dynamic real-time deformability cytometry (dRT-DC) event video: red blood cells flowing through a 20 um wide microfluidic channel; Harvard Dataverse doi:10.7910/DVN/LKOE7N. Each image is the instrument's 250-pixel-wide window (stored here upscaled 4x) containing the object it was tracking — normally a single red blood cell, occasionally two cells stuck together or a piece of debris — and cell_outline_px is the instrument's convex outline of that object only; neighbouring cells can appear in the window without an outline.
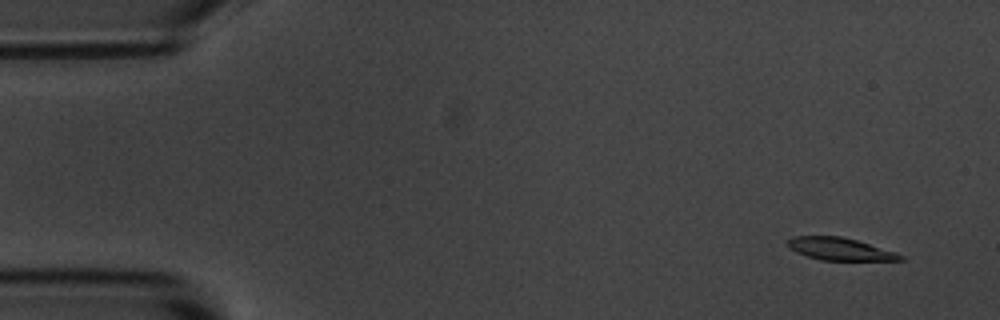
{"species": "common noctule bat (a hibernating species)", "species_latin": "Nyctalus noctula", "temperature_condition": "room temperature", "stored_images_in_passage": 56, "camera_frame_rate_fps": 3000, "um_per_image_px": 0.085, "animal": {"sex": "male", "body_mass_g": 20.1, "forearm_length_mm": 53.5}, "frame": {"image": 1, "passage_image": 4, "time_ms": 1.0, "image_size_px": [1000, 320], "cell_outline_px": [[904, 260], [820, 260], [796, 252], [788, 244], [788, 240], [792, 236], [840, 236], [856, 240], [896, 252], [904, 256]], "centroid_in_image_um": [71.41, 21.16], "position_along_channel_um": 13.6, "area_um2": 14.51}}
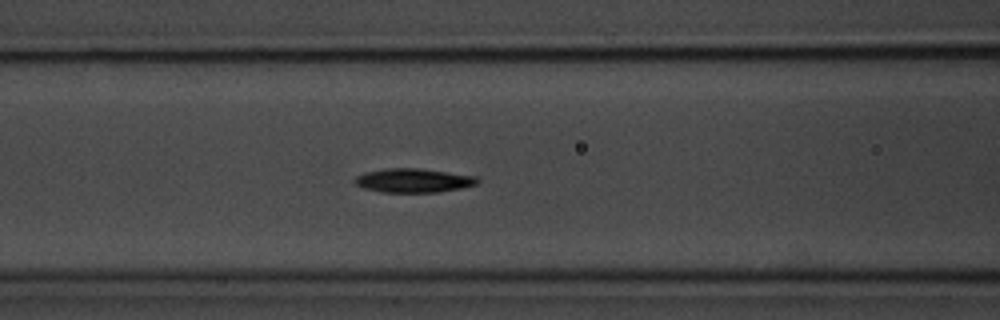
{"frame": {"image": 2, "passage_image": 23, "time_ms": 7.333, "image_size_px": [1000, 320], "cell_outline_px": [[480, 184], [440, 192], [384, 192], [364, 188], [356, 184], [352, 180], [356, 176], [364, 172], [384, 168], [420, 168], [476, 176], [480, 180]], "centroid_in_image_um": [35.15, 15.33], "position_along_channel_um": 131.4, "area_um2": 17.28}}
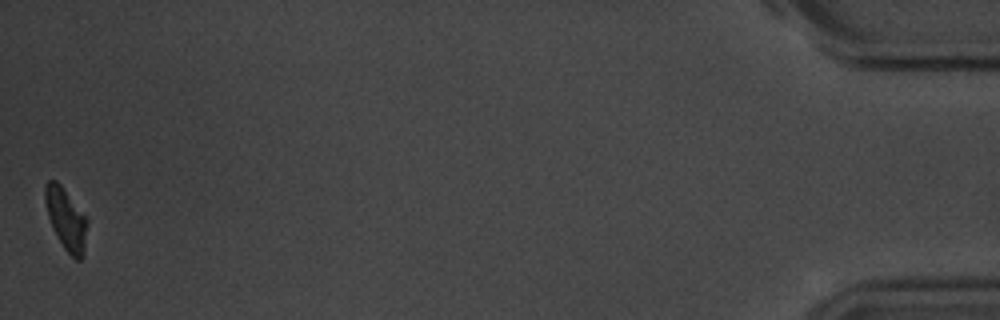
{"frame": {"image": 3, "passage_image": 56, "time_ms": 18.333, "image_size_px": [1000, 320], "cell_outline_px": [[88, 224], [84, 256], [80, 260], [76, 260], [64, 248], [52, 228], [48, 216], [44, 200], [44, 188], [48, 180], [56, 180], [60, 184], [88, 220]], "centroid_in_image_um": [5.62, 18.64], "position_along_channel_um": 429.6, "area_um2": 15.14}, "authors_computed_cell_mechanics": {"area_um2": 16.3285, "velocity_mm_per_s": 3.5808, "shape_relaxation_time_tau1_ms": 2.6154, "shape_relaxation_time_tau2_ms": null, "deformation_change_tau1": 0.1395, "deformation_change_tau2": null}}